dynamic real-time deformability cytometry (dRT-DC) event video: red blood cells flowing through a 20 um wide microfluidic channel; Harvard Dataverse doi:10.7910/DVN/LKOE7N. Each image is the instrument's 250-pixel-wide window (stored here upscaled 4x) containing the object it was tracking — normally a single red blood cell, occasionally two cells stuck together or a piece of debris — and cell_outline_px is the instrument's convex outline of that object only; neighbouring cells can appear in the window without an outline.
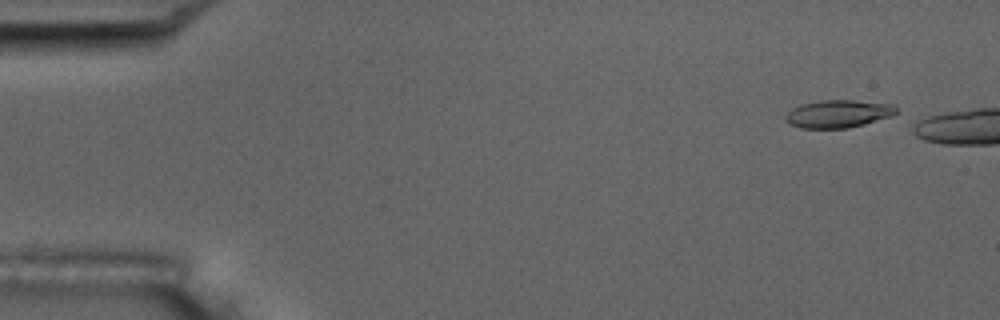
{"species": "common noctule bat (a hibernating species)", "species_latin": "Nyctalus noctula", "temperature_condition": "room temperature", "stored_images_in_passage": 6, "camera_frame_rate_fps": 3000, "um_per_image_px": 0.085, "animal": {"sex": "male", "body_mass_g": 17.5, "forearm_length_mm": 52.3}, "frame": {"image": 1, "passage_image": 1, "time_ms": 0.0, "image_size_px": [1000, 320], "cell_outline_px": [[900, 112], [892, 116], [864, 124], [848, 128], [800, 128], [784, 120], [784, 116], [792, 108], [800, 104], [820, 100], [852, 100], [892, 104], [900, 108]], "centroid_in_image_um": [71.28, 9.66], "position_along_channel_um": 13.7, "area_um2": 18.09}}